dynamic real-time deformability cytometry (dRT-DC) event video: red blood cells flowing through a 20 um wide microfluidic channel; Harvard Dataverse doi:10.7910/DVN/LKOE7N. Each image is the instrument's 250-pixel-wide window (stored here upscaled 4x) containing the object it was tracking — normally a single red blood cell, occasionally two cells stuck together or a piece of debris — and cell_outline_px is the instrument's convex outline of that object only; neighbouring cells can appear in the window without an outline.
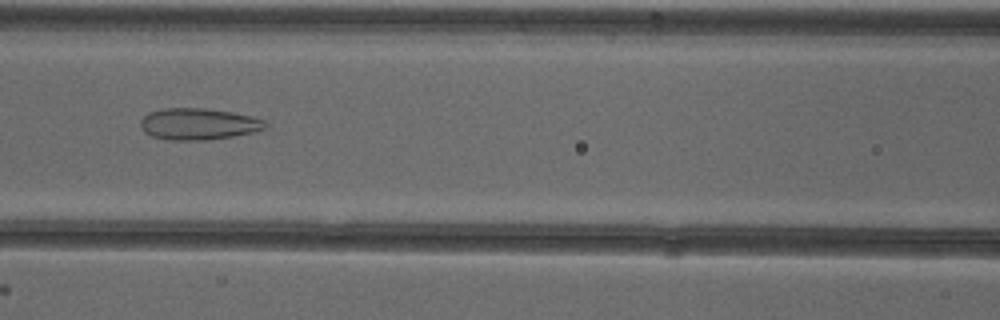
{"species": "common noctule bat (a hibernating species)", "species_latin": "Nyctalus noctula", "temperature_condition": "cold", "stored_images_in_passage": 53, "camera_frame_rate_fps": 3000, "um_per_image_px": 0.085, "animal": {"sex": "female"}, "frame": {"image": 1, "passage_image": 24, "time_ms": 7.667, "image_size_px": [1000, 320], "cell_outline_px": [[268, 124], [264, 128], [252, 132], [232, 136], [208, 140], [164, 140], [152, 136], [144, 132], [140, 128], [140, 120], [148, 112], [164, 108], [204, 108], [232, 112], [252, 116], [264, 120]], "centroid_in_image_um": [16.82, 10.54], "position_along_channel_um": 149.8, "area_um2": 23.06}}
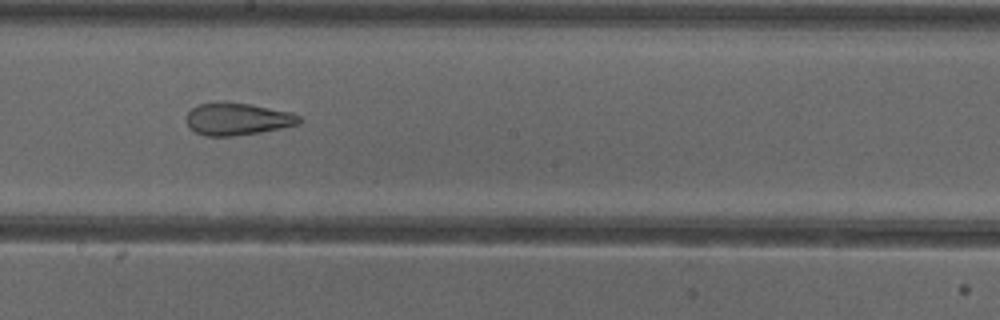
{"frame": {"image": 2, "passage_image": 30, "time_ms": 9.667, "image_size_px": [1000, 320], "cell_outline_px": [[304, 120], [300, 124], [260, 132], [232, 136], [204, 136], [188, 128], [184, 120], [184, 116], [192, 108], [200, 104], [248, 104], [292, 112], [300, 116]], "centroid_in_image_um": [20.18, 10.15], "position_along_channel_um": 228.0, "area_um2": 20.98}}
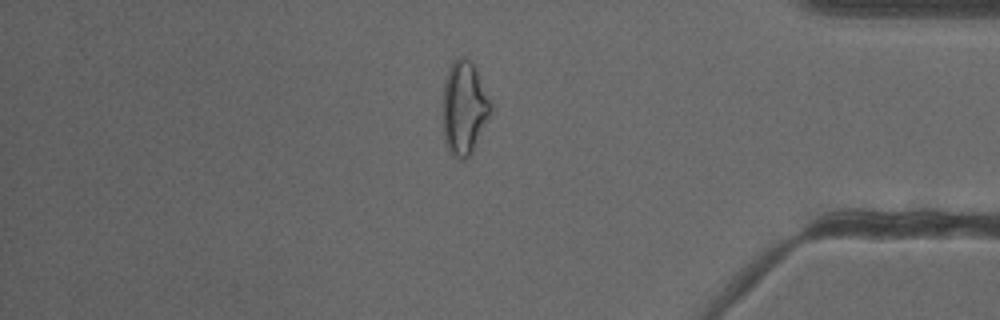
{"frame": {"image": 3, "passage_image": 45, "time_ms": 14.667, "image_size_px": [1000, 320], "cell_outline_px": [[492, 112], [472, 152], [464, 160], [460, 160], [452, 156], [448, 152], [444, 140], [444, 80], [448, 68], [460, 56], [464, 56], [476, 68], [492, 100]], "centroid_in_image_um": [39.48, 9.19], "position_along_channel_um": 395.7, "area_um2": 26.3}, "authors_computed_cell_mechanics": {"area_um2": 26.8192, "velocity_mm_per_s": 3.913, "shape_relaxation_time_tau1_ms": null, "shape_relaxation_time_tau2_ms": 2.0584, "deformation_change_tau1": null, "deformation_change_tau2": 0.1071}}